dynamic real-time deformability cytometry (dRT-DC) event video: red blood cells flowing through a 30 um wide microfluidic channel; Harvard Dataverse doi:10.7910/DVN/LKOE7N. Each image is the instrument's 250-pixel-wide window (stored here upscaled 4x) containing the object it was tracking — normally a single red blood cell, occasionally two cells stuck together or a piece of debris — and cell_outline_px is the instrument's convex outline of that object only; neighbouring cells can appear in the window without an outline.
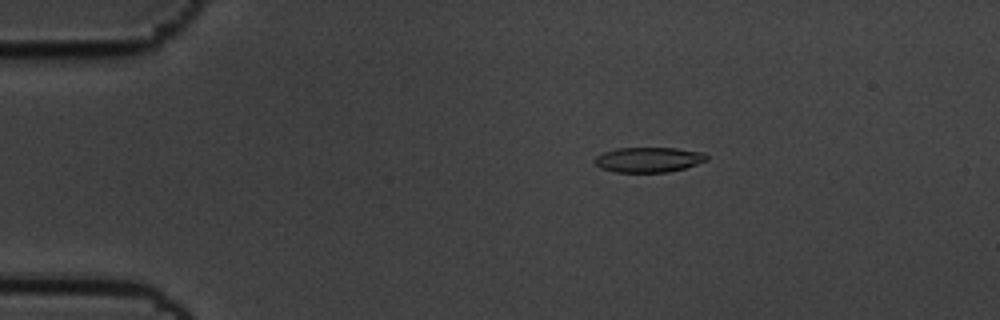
{"species": "common noctule bat (a hibernating species)", "species_latin": "Nyctalus noctula", "temperature_condition": "cold", "stored_images_in_passage": 8, "camera_frame_rate_fps": 3000, "um_per_image_px": 0.085, "animal": {"sex": "male", "body_mass_g": 19.5, "forearm_length_mm": 54.6}, "frame": {"image": 1, "passage_image": 4, "time_ms": 1.0, "image_size_px": [1000, 320], "cell_outline_px": [[708, 160], [684, 168], [668, 172], [616, 172], [600, 168], [592, 160], [596, 156], [604, 152], [616, 148], [676, 148], [704, 152], [708, 156]], "centroid_in_image_um": [55.12, 13.57], "position_along_channel_um": 29.9, "area_um2": 16.42}}
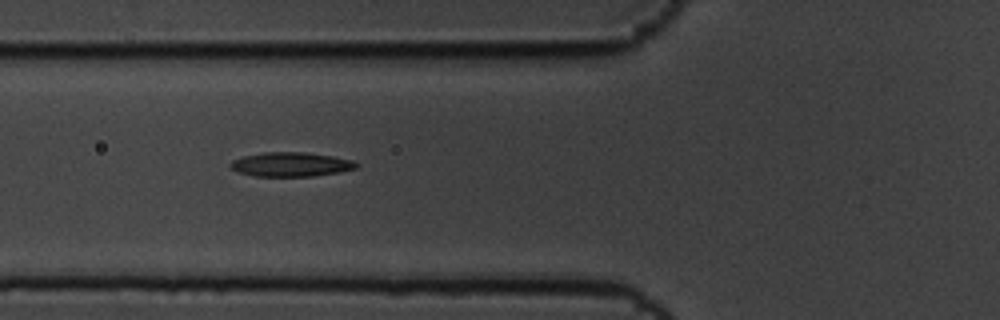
{"frame": {"image": 2, "passage_image": 7, "time_ms": 2.0, "image_size_px": [1000, 320], "cell_outline_px": [[360, 164], [356, 168], [340, 172], [312, 176], [252, 176], [240, 172], [232, 168], [228, 164], [232, 160], [244, 156], [264, 152], [304, 152], [332, 156], [352, 160]], "centroid_in_image_um": [24.73, 13.97], "position_along_channel_um": 101.1, "area_um2": 17.74}}
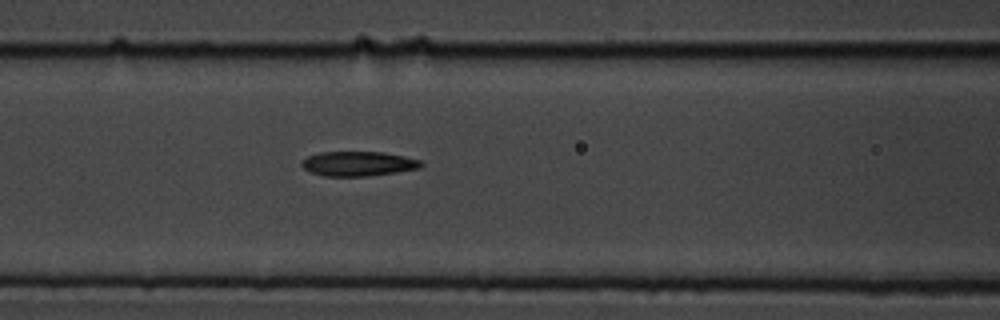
{"frame": {"image": 3, "passage_image": 8, "time_ms": 2.333, "image_size_px": [1000, 320], "cell_outline_px": [[424, 164], [420, 168], [396, 172], [368, 176], [324, 176], [312, 172], [304, 168], [300, 164], [308, 156], [320, 152], [384, 152], [404, 156], [420, 160]], "centroid_in_image_um": [30.47, 13.91], "position_along_channel_um": 136.1, "area_um2": 17.05}}